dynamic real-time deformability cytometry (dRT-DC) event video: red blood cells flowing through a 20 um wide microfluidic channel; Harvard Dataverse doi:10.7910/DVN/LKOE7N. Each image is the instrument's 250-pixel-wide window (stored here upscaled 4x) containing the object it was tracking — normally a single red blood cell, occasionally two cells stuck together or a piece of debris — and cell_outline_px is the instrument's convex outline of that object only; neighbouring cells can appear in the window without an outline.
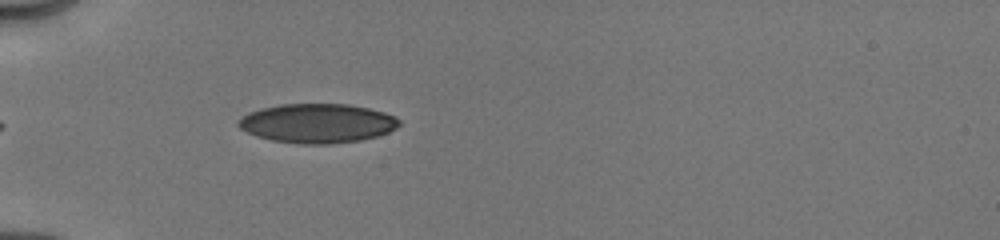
{"species": "human", "species_latin": "Homo sapiens", "temperature_condition": "cold", "stored_images_in_passage": 4, "camera_frame_rate_fps": 3000, "um_per_image_px": 0.085, "donor": {"sex": "male"}, "frame": {"image": 1, "passage_image": 1, "time_ms": 0.0, "image_size_px": [1000, 240], "cell_outline_px": [[400, 124], [396, 128], [388, 132], [376, 136], [360, 140], [332, 144], [300, 144], [272, 140], [256, 136], [240, 128], [236, 124], [248, 112], [260, 108], [280, 104], [348, 104], [368, 108], [384, 112], [396, 116], [400, 120]], "centroid_in_image_um": [26.98, 10.48], "position_along_channel_um": 58.0, "area_um2": 36.82}}
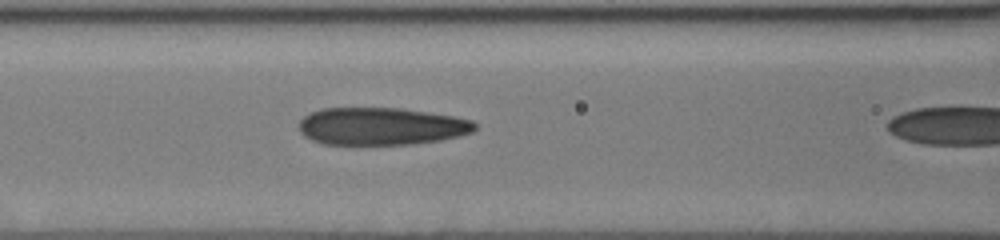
{"frame": {"image": 2, "passage_image": 3, "time_ms": 1.0, "image_size_px": [1000, 240], "cell_outline_px": [[476, 128], [472, 132], [460, 136], [440, 140], [412, 144], [324, 144], [312, 140], [304, 136], [300, 132], [300, 120], [304, 116], [320, 108], [400, 108], [428, 112], [452, 116], [472, 120], [476, 124]], "centroid_in_image_um": [32.41, 10.73], "position_along_channel_um": 134.2, "area_um2": 38.38}}